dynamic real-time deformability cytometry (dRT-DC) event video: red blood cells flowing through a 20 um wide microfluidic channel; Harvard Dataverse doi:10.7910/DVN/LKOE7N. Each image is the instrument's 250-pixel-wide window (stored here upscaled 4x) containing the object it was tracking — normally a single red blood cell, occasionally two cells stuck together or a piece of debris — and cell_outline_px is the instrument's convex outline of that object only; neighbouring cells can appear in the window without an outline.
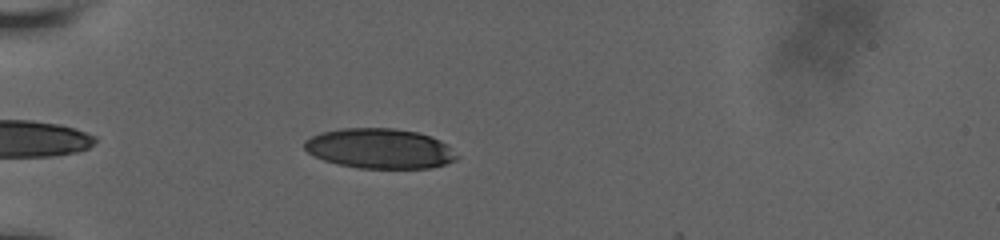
{"species": "human", "species_latin": "Homo sapiens", "temperature_condition": "room temperature", "stored_images_in_passage": 38, "camera_frame_rate_fps": 3000, "um_per_image_px": 0.085, "donor": {"sex": "male"}, "frame": {"image": 1, "passage_image": 3, "time_ms": 0.667, "image_size_px": [1000, 240], "cell_outline_px": [[460, 156], [456, 160], [444, 164], [428, 168], [360, 168], [340, 164], [324, 160], [308, 152], [304, 148], [304, 140], [320, 132], [340, 128], [392, 128], [416, 132], [432, 136], [448, 144]], "centroid_in_image_um": [32.3, 12.61], "position_along_channel_um": 52.7, "area_um2": 35.6}}
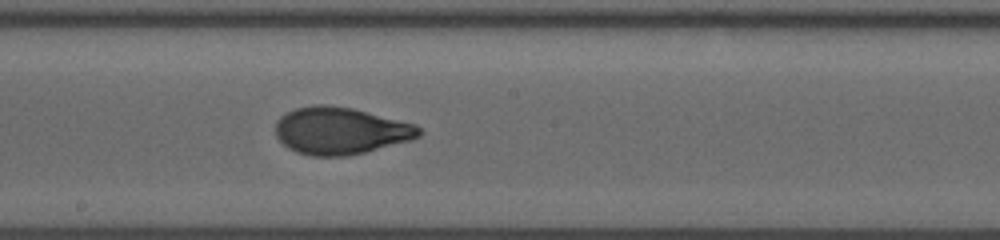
{"frame": {"image": 2, "passage_image": 18, "time_ms": 5.667, "image_size_px": [1000, 240], "cell_outline_px": [[424, 132], [420, 136], [412, 140], [348, 156], [312, 156], [296, 152], [288, 148], [276, 136], [276, 120], [280, 116], [296, 108], [316, 104], [324, 104], [352, 108], [416, 124]], "centroid_in_image_um": [28.95, 11.12], "position_along_channel_um": 219.2, "area_um2": 39.48}}
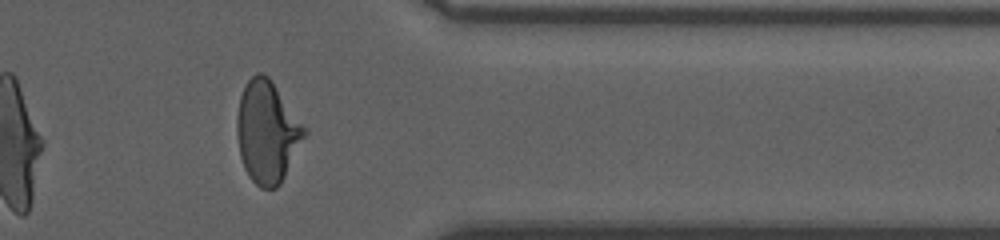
{"frame": {"image": 3, "passage_image": 32, "time_ms": 10.333, "image_size_px": [1000, 240], "cell_outline_px": [[308, 132], [280, 184], [276, 188], [260, 188], [248, 176], [244, 168], [240, 156], [236, 132], [236, 116], [240, 96], [248, 80], [256, 72], [264, 72], [272, 80]], "centroid_in_image_um": [22.69, 11.21], "position_along_channel_um": 388.7, "area_um2": 40.0}, "authors_computed_cell_mechanics": {"area_um2": 39.1017, "velocity_mm_per_s": 3.8094, "shape_relaxation_time_tau1_ms": 5.4131, "shape_relaxation_time_tau2_ms": 0.8132, "deformation_change_tau1": 0.2161, "deformation_change_tau2": 0.0532}}